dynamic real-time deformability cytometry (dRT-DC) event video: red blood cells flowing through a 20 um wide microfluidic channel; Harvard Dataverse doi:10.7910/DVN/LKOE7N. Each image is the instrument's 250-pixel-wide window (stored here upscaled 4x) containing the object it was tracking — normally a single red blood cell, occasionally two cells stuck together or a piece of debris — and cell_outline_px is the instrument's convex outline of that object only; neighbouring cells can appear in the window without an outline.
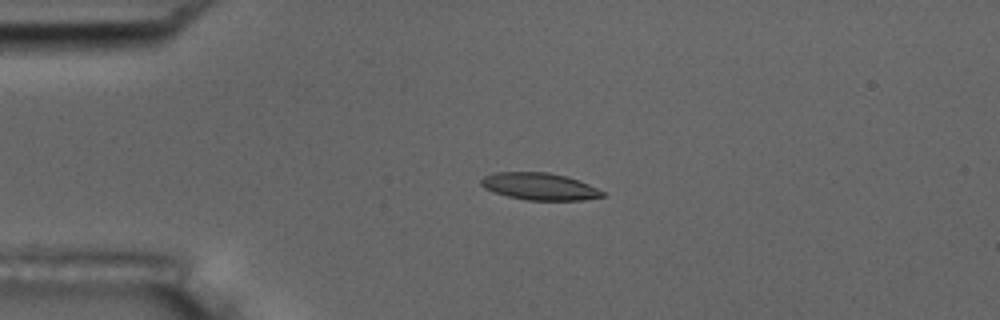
{"species": "common noctule bat (a hibernating species)", "species_latin": "Nyctalus noctula", "temperature_condition": "room temperature", "stored_images_in_passage": 55, "camera_frame_rate_fps": 3000, "um_per_image_px": 0.085, "animal": {"sex": "male", "body_mass_g": 17.5, "forearm_length_mm": 52.3}, "frame": {"image": 1, "passage_image": 13, "time_ms": 4.0, "image_size_px": [1000, 320], "cell_outline_px": [[604, 196], [584, 200], [528, 200], [508, 196], [484, 188], [480, 184], [480, 180], [484, 176], [496, 172], [548, 172], [568, 176], [588, 184], [604, 192]], "centroid_in_image_um": [45.86, 15.84], "position_along_channel_um": 39.1, "area_um2": 19.07}}
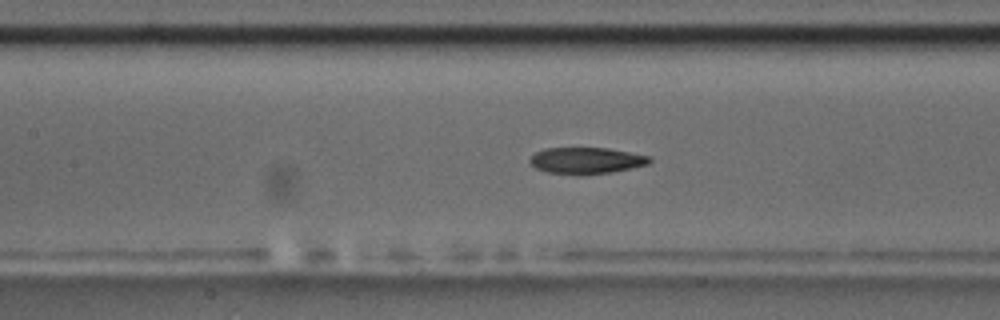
{"frame": {"image": 2, "passage_image": 25, "time_ms": 8.0, "image_size_px": [1000, 320], "cell_outline_px": [[652, 160], [648, 164], [608, 172], [548, 172], [536, 168], [528, 160], [536, 152], [544, 148], [608, 148], [652, 156]], "centroid_in_image_um": [49.86, 13.59], "position_along_channel_um": 157.5, "area_um2": 17.57}}
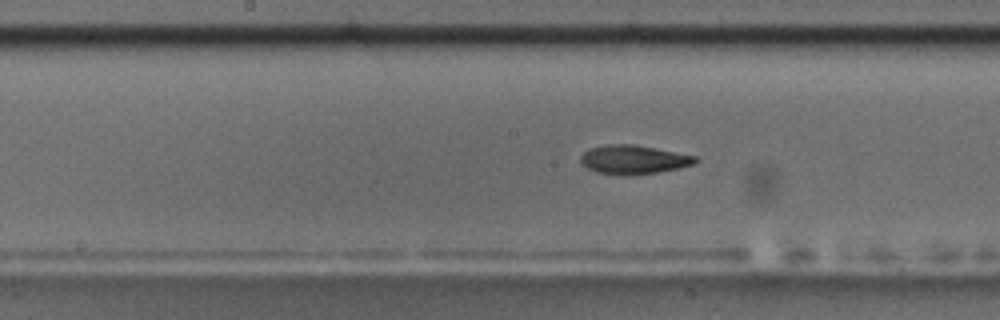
{"frame": {"image": 3, "passage_image": 28, "time_ms": 9.0, "image_size_px": [1000, 320], "cell_outline_px": [[700, 160], [696, 164], [656, 172], [596, 172], [580, 164], [580, 156], [588, 148], [608, 144], [632, 144], [696, 156]], "centroid_in_image_um": [53.84, 13.51], "position_along_channel_um": 194.4, "area_um2": 18.44}, "authors_computed_cell_mechanics": {"area_um2": 18.9006, "velocity_mm_per_s": 3.7123, "shape_relaxation_time_tau1_ms": 4.2082, "shape_relaxation_time_tau2_ms": 4.636, "deformation_change_tau1": 0.1547, "deformation_change_tau2": 0.122}}